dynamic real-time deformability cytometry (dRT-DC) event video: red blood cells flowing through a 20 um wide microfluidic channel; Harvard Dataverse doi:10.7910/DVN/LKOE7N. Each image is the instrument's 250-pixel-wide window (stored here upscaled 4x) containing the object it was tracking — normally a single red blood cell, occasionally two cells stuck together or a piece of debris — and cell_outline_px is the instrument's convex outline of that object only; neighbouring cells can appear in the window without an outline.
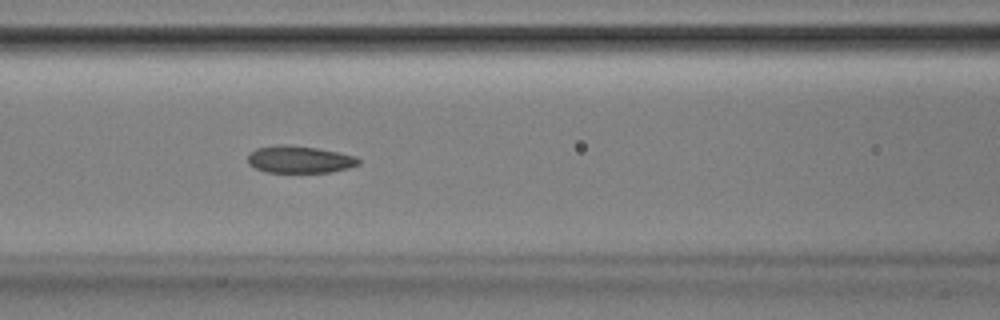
{"species": "Egyptian fruit bat (a non-hibernating species)", "species_latin": "Rousettus aegyptiacus", "temperature_condition": "room temperature", "stored_images_in_passage": 44, "camera_frame_rate_fps": 3000, "um_per_image_px": 0.085, "animal": {"sex": "male"}, "frame": {"image": 1, "passage_image": 14, "time_ms": 4.333, "image_size_px": [1000, 320], "cell_outline_px": [[360, 164], [348, 168], [328, 172], [268, 172], [256, 168], [248, 164], [248, 156], [256, 148], [276, 144], [288, 144], [316, 148], [356, 156], [360, 160]], "centroid_in_image_um": [25.45, 13.54], "position_along_channel_um": 141.1, "area_um2": 17.46}}
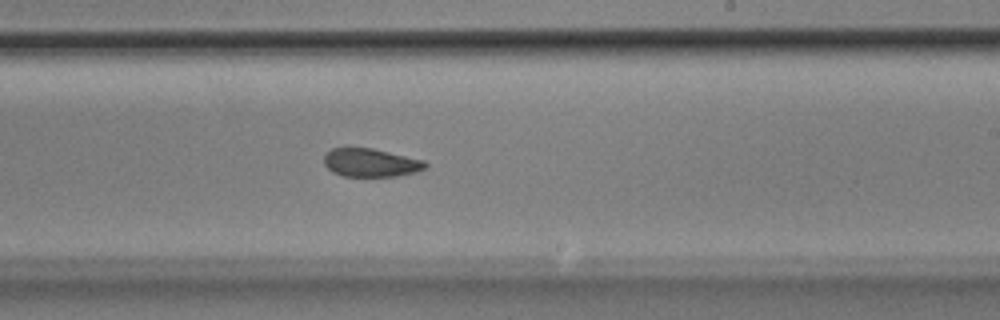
{"frame": {"image": 2, "passage_image": 23, "time_ms": 7.333, "image_size_px": [1000, 320], "cell_outline_px": [[428, 164], [424, 168], [416, 172], [396, 176], [344, 176], [332, 172], [324, 164], [324, 156], [332, 148], [348, 144], [372, 148], [424, 160]], "centroid_in_image_um": [31.45, 13.78], "position_along_channel_um": 257.5, "area_um2": 17.17}}
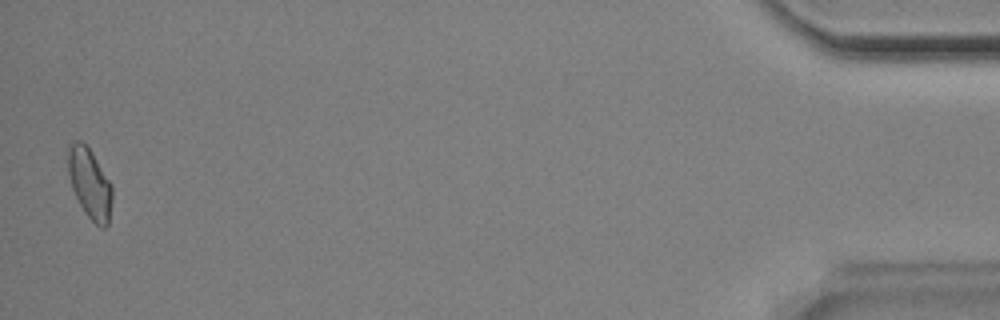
{"frame": {"image": 3, "passage_image": 43, "time_ms": 14.0, "image_size_px": [1000, 320], "cell_outline_px": [[112, 200], [108, 224], [104, 228], [100, 228], [88, 216], [80, 204], [72, 188], [68, 172], [68, 148], [76, 140], [80, 140], [92, 152], [112, 184]], "centroid_in_image_um": [7.64, 15.6], "position_along_channel_um": 427.6, "area_um2": 17.86}, "authors_computed_cell_mechanics": {"area_um2": 17.6001, "velocity_mm_per_s": 3.8955, "shape_relaxation_time_tau1_ms": 3.8416, "shape_relaxation_time_tau2_ms": 1.9808, "deformation_change_tau1": 0.1301, "deformation_change_tau2": 0.0858}}